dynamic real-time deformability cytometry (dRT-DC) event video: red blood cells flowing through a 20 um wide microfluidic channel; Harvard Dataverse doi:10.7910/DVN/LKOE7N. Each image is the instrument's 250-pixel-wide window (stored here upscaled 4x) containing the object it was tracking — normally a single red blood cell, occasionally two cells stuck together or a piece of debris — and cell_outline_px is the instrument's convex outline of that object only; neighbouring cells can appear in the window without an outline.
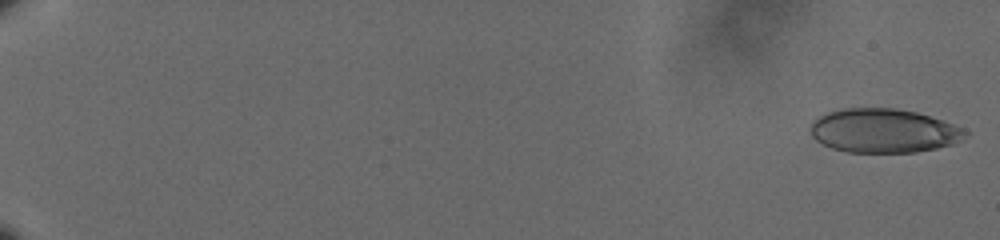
{"species": "human", "species_latin": "Homo sapiens", "temperature_condition": "cold", "stored_images_in_passage": 60, "camera_frame_rate_fps": 3000, "um_per_image_px": 0.085, "donor": {"sex": "male"}, "frame": {"image": 1, "passage_image": 1, "time_ms": 0.0, "image_size_px": [1000, 240], "cell_outline_px": [[968, 132], [960, 140], [952, 144], [936, 148], [916, 152], [848, 152], [832, 148], [816, 140], [812, 136], [812, 124], [820, 116], [828, 112], [840, 108], [896, 108], [916, 112], [964, 128]], "centroid_in_image_um": [75.11, 11.11], "position_along_channel_um": 9.9, "area_um2": 39.25}}
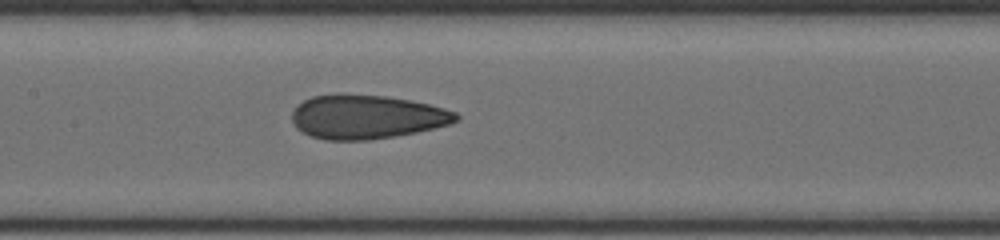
{"frame": {"image": 2, "passage_image": 33, "time_ms": 10.667, "image_size_px": [1000, 240], "cell_outline_px": [[460, 120], [448, 124], [416, 132], [368, 140], [324, 140], [312, 136], [296, 128], [292, 120], [292, 112], [296, 104], [312, 96], [340, 92], [388, 96], [428, 104], [444, 108], [456, 112], [460, 116]], "centroid_in_image_um": [31.13, 9.91], "position_along_channel_um": 176.3, "area_um2": 42.37}}
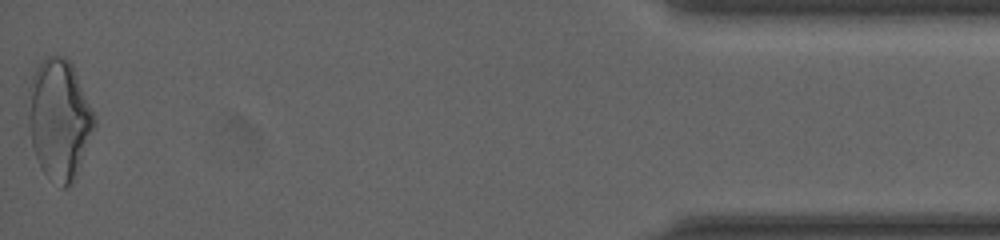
{"frame": {"image": 3, "passage_image": 60, "time_ms": 19.667, "image_size_px": [1000, 240], "cell_outline_px": [[96, 124], [72, 184], [64, 188], [60, 188], [40, 168], [32, 144], [28, 120], [28, 88], [32, 76], [36, 68], [48, 56], [64, 56], [72, 64], [96, 120]], "centroid_in_image_um": [5.01, 10.15], "position_along_channel_um": 430.2, "area_um2": 45.72}, "authors_computed_cell_mechanics": {"area_um2": 41.5293, "velocity_mm_per_s": 3.621, "shape_relaxation_time_tau1_ms": 11.2368, "shape_relaxation_time_tau2_ms": 1.4629, "deformation_change_tau1": 0.1774, "deformation_change_tau2": 0.0928}}